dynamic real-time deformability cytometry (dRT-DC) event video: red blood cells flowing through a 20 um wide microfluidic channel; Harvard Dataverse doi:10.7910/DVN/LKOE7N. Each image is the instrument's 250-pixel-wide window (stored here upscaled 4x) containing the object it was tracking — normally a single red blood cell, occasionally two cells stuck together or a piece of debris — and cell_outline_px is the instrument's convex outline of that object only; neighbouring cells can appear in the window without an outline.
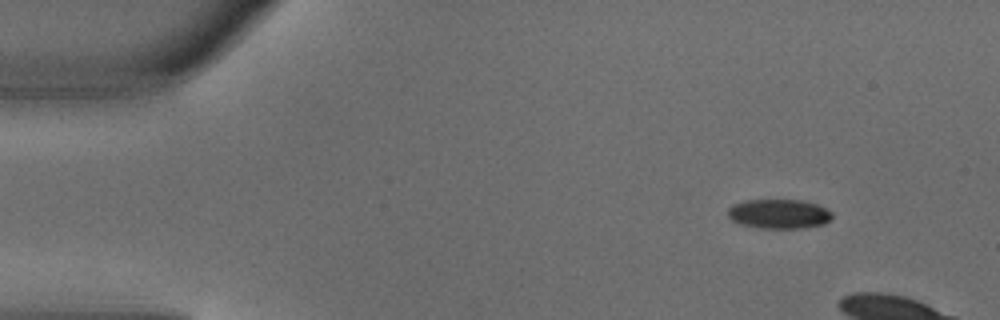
{"species": "common noctule bat (a hibernating species)", "species_latin": "Nyctalus noctula", "temperature_condition": "warm", "stored_images_in_passage": 3, "camera_frame_rate_fps": 3000, "um_per_image_px": 0.085, "animal": {"sex": "male", "body_mass_g": 18.8}, "frame": {"image": 1, "passage_image": 1, "time_ms": 0.0, "image_size_px": [1000, 320], "cell_outline_px": [[832, 216], [824, 224], [804, 228], [760, 228], [740, 224], [732, 220], [728, 216], [728, 208], [732, 204], [748, 200], [804, 200], [816, 204], [832, 212]], "centroid_in_image_um": [66.19, 18.18], "position_along_channel_um": 18.8, "area_um2": 17.86}}